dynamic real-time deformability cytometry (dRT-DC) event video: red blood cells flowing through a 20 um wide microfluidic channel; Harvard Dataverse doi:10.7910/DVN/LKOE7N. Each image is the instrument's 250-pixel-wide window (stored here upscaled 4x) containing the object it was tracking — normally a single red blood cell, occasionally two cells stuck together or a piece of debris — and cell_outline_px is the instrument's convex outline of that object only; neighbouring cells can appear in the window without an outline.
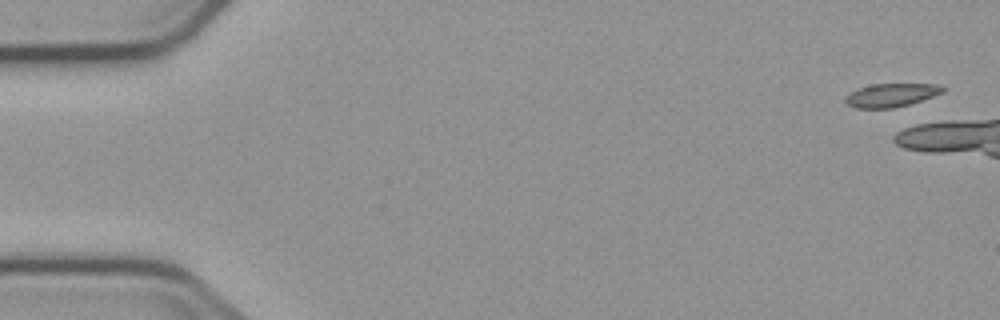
{"species": "common noctule bat (a hibernating species)", "species_latin": "Nyctalus noctula", "temperature_condition": "cold", "stored_images_in_passage": 7, "camera_frame_rate_fps": 3000, "um_per_image_px": 0.085, "animal": {"sex": "male", "body_mass_g": 23.1, "forearm_length_mm": 52.7}, "frame": {"image": 1, "passage_image": 1, "time_ms": 0.0, "image_size_px": [1000, 320], "cell_outline_px": [[948, 88], [944, 92], [908, 104], [892, 108], [856, 108], [848, 104], [844, 100], [852, 92], [860, 88], [872, 84], [944, 84]], "centroid_in_image_um": [75.83, 8.07], "position_along_channel_um": 9.2, "area_um2": 13.12}}